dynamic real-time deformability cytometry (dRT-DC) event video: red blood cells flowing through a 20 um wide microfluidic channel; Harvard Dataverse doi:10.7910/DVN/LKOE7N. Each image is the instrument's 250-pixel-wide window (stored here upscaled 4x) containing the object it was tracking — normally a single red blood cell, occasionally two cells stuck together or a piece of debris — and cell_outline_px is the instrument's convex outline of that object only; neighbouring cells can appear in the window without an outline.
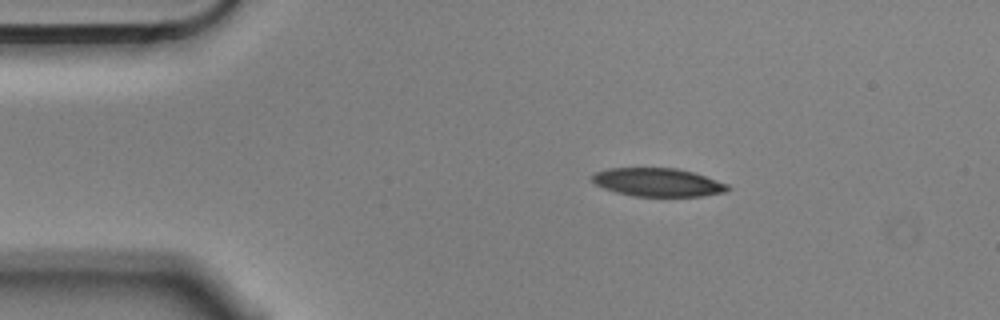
{"species": "Egyptian fruit bat (a non-hibernating species)", "species_latin": "Rousettus aegyptiacus", "temperature_condition": "cold", "stored_images_in_passage": 9, "camera_frame_rate_fps": 3000, "um_per_image_px": 0.085, "animal": {"sex": "male"}, "frame": {"image": 1, "passage_image": 1, "time_ms": 0.0, "image_size_px": [1000, 320], "cell_outline_px": [[732, 188], [724, 192], [700, 196], [632, 196], [616, 192], [604, 188], [596, 184], [592, 180], [592, 172], [608, 168], [676, 168], [692, 172], [728, 184]], "centroid_in_image_um": [55.88, 15.49], "position_along_channel_um": 29.1, "area_um2": 22.31}}
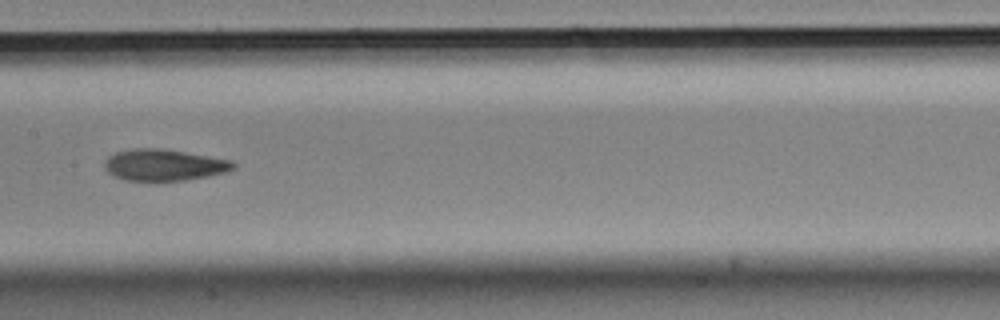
{"frame": {"image": 2, "passage_image": 6, "time_ms": 1.667, "image_size_px": [1000, 320], "cell_outline_px": [[236, 168], [224, 172], [208, 176], [184, 180], [124, 180], [108, 172], [104, 168], [104, 160], [108, 156], [116, 152], [136, 148], [164, 148], [232, 160], [236, 164]], "centroid_in_image_um": [13.95, 14.01], "position_along_channel_um": 193.5, "area_um2": 23.58}}
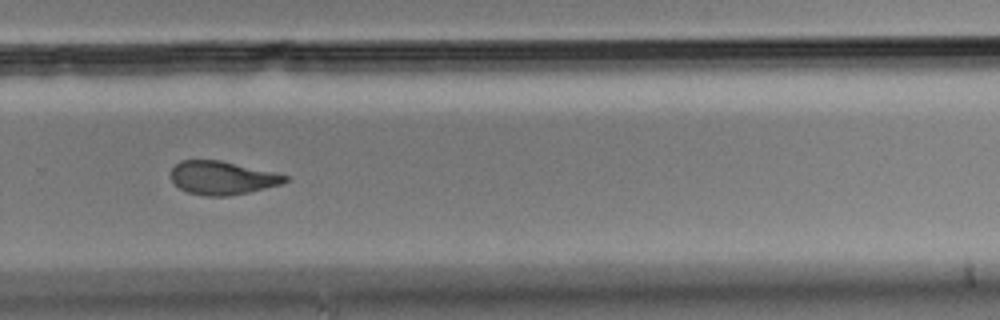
{"frame": {"image": 3, "passage_image": 9, "time_ms": 2.667, "image_size_px": [1000, 320], "cell_outline_px": [[288, 180], [280, 184], [248, 192], [228, 196], [204, 196], [188, 192], [180, 188], [172, 180], [172, 168], [180, 160], [220, 160], [272, 172], [288, 176]], "centroid_in_image_um": [18.86, 15.12], "position_along_channel_um": 310.9, "area_um2": 21.85}}